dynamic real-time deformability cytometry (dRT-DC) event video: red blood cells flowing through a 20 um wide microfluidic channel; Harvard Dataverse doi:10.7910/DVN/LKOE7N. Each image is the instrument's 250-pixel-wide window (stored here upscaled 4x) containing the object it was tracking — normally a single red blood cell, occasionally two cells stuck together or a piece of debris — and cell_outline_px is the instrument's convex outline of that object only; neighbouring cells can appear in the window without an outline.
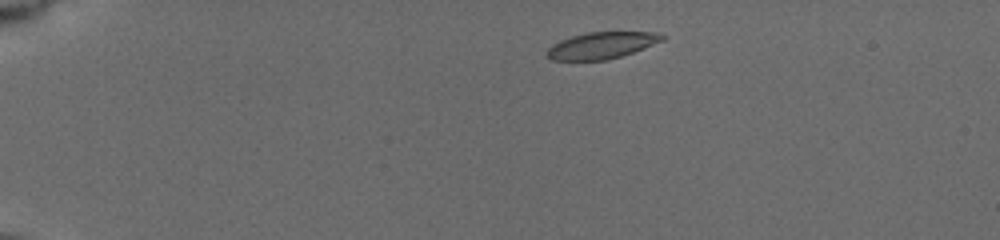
{"species": "common noctule bat (a hibernating species)", "species_latin": "Nyctalus noctula", "temperature_condition": "cold", "stored_images_in_passage": 6, "camera_frame_rate_fps": 3000, "um_per_image_px": 0.085, "animal": {"sex": "female", "body_mass_g": 19.5, "forearm_length_mm": 54.1}, "frame": {"image": 1, "passage_image": 2, "time_ms": 1.0, "image_size_px": [1000, 240], "cell_outline_px": [[668, 36], [664, 40], [644, 48], [608, 60], [552, 60], [544, 56], [544, 52], [552, 44], [560, 40], [572, 36], [588, 32], [656, 32]], "centroid_in_image_um": [51.11, 3.86], "position_along_channel_um": 33.9, "area_um2": 18.03}}
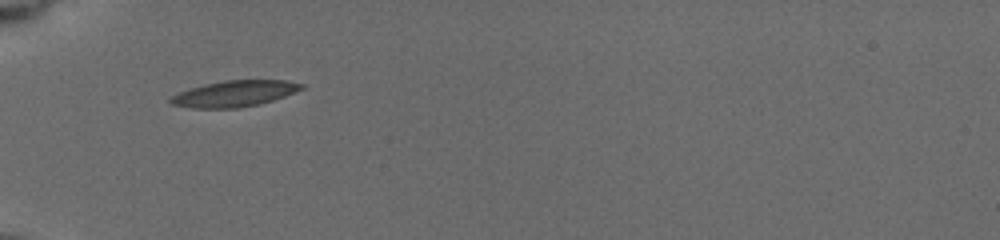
{"frame": {"image": 2, "passage_image": 5, "time_ms": 3.667, "image_size_px": [1000, 240], "cell_outline_px": [[304, 88], [284, 96], [272, 100], [256, 104], [236, 108], [192, 108], [172, 104], [168, 100], [172, 96], [180, 92], [204, 84], [224, 80], [288, 80], [304, 84]], "centroid_in_image_um": [19.93, 7.95], "position_along_channel_um": 65.1, "area_um2": 19.65}}